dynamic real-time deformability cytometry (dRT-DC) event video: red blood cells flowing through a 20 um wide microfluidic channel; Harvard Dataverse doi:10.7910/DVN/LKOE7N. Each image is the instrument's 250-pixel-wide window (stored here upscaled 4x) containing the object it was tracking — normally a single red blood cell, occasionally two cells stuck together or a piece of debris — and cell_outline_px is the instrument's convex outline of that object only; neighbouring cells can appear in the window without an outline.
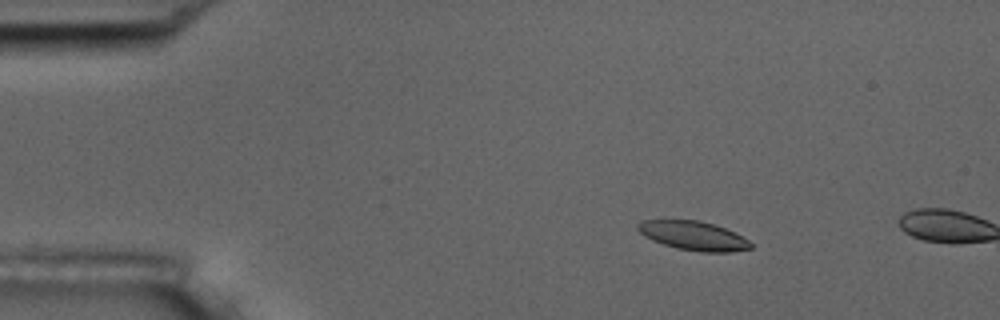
{"species": "common noctule bat (a hibernating species)", "species_latin": "Nyctalus noctula", "temperature_condition": "room temperature", "stored_images_in_passage": 3, "camera_frame_rate_fps": 3000, "um_per_image_px": 0.085, "animal": {"sex": "male", "body_mass_g": 17.5, "forearm_length_mm": 52.3}, "frame": {"image": 1, "passage_image": 2, "time_ms": 1.333, "image_size_px": [1000, 320], "cell_outline_px": [[752, 248], [732, 252], [700, 252], [676, 248], [652, 240], [644, 236], [636, 228], [636, 224], [644, 220], [700, 220], [736, 232], [748, 240], [752, 244]], "centroid_in_image_um": [58.94, 20.04], "position_along_channel_um": 26.1, "area_um2": 19.13}}